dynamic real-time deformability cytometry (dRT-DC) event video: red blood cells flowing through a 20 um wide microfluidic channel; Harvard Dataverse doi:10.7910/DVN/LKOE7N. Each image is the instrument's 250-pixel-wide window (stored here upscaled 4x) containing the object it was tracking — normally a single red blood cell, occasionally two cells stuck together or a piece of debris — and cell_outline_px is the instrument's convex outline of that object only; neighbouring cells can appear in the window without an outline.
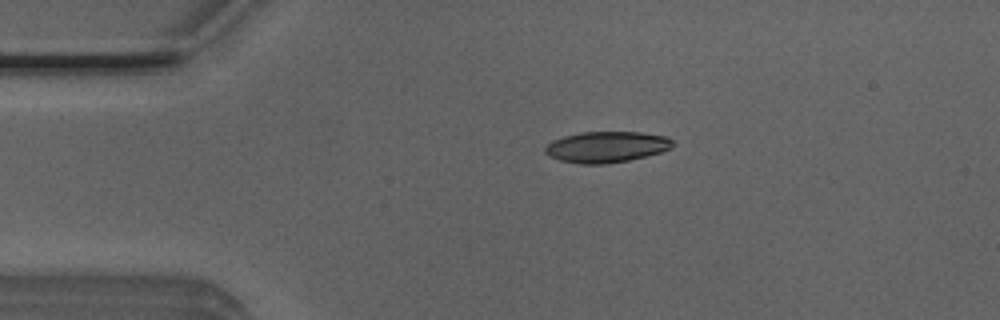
{"species": "Egyptian fruit bat (a non-hibernating species)", "species_latin": "Rousettus aegyptiacus", "temperature_condition": "room temperature", "stored_images_in_passage": 44, "camera_frame_rate_fps": 3000, "um_per_image_px": 0.085, "animal": {"sex": "male"}, "frame": {"image": 1, "passage_image": 2, "time_ms": 0.333, "image_size_px": [1000, 320], "cell_outline_px": [[676, 144], [660, 152], [628, 160], [604, 164], [580, 164], [560, 160], [548, 156], [544, 152], [544, 148], [552, 140], [564, 136], [580, 132], [640, 132], [668, 136]], "centroid_in_image_um": [51.53, 12.48], "position_along_channel_um": 33.5, "area_um2": 23.06}}
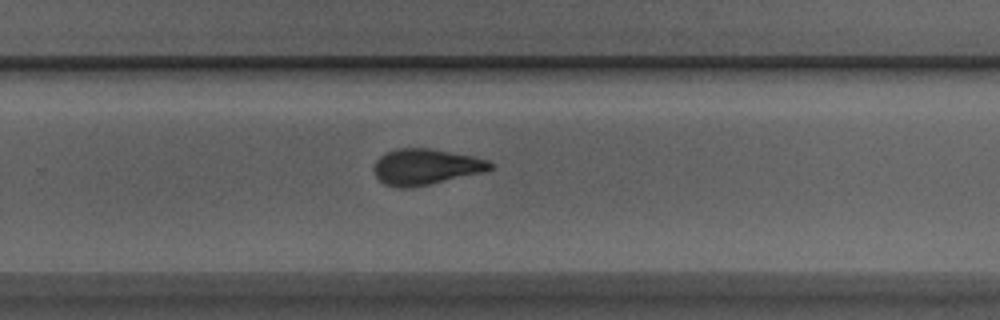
{"frame": {"image": 2, "passage_image": 25, "time_ms": 8.0, "image_size_px": [1000, 320], "cell_outline_px": [[496, 164], [492, 168], [484, 172], [428, 184], [408, 188], [400, 188], [384, 184], [376, 176], [372, 168], [376, 160], [384, 152], [396, 148], [432, 148], [472, 156], [488, 160]], "centroid_in_image_um": [36.17, 14.16], "position_along_channel_um": 293.6, "area_um2": 24.45}}
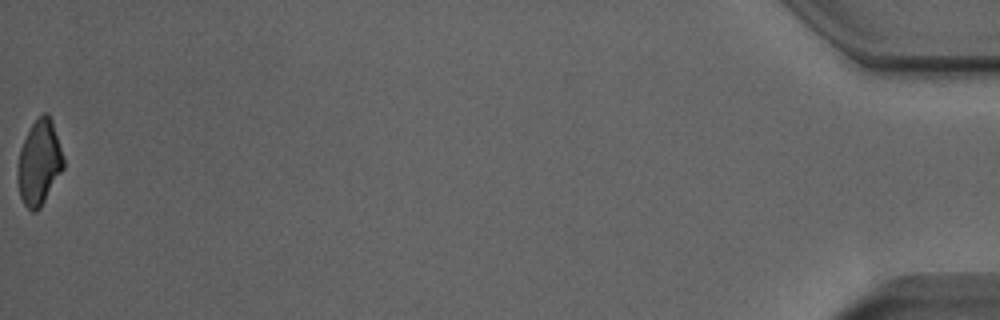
{"frame": {"image": 3, "passage_image": 44, "time_ms": 14.333, "image_size_px": [1000, 320], "cell_outline_px": [[64, 168], [40, 208], [36, 212], [32, 212], [24, 204], [20, 196], [16, 176], [16, 172], [20, 148], [32, 124], [44, 112], [48, 112], [52, 120], [64, 156]], "centroid_in_image_um": [3.33, 13.84], "position_along_channel_um": 431.9, "area_um2": 22.77}, "authors_computed_cell_mechanics": {"area_um2": 24.5072, "velocity_mm_per_s": 3.8958, "shape_relaxation_time_tau1_ms": 7.4516, "shape_relaxation_time_tau2_ms": 2.0049, "deformation_change_tau1": 0.197, "deformation_change_tau2": 0.0978}}